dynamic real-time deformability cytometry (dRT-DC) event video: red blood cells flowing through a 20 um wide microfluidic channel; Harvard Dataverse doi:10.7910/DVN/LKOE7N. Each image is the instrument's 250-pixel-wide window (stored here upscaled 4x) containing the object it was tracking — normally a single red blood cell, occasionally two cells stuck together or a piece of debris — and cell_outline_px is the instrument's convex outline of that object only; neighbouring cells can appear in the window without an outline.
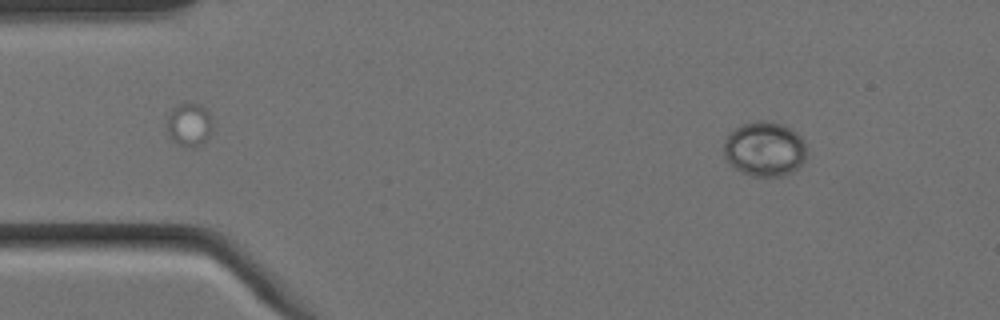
{"species": "Egyptian fruit bat (a non-hibernating species)", "species_latin": "Rousettus aegyptiacus", "temperature_condition": "cold", "stored_images_in_passage": 5, "camera_frame_rate_fps": 3000, "um_per_image_px": 0.085, "animal": {"sex": "female"}, "frame": {"image": 1, "passage_image": 1, "time_ms": 0.0, "image_size_px": [1000, 320], "cell_outline_px": [[804, 160], [792, 172], [784, 176], [752, 176], [740, 172], [724, 156], [724, 140], [728, 132], [744, 124], [760, 120], [764, 120], [784, 124], [792, 128], [800, 136], [804, 144]], "centroid_in_image_um": [64.97, 12.65], "position_along_channel_um": 20.0, "area_um2": 26.3}}